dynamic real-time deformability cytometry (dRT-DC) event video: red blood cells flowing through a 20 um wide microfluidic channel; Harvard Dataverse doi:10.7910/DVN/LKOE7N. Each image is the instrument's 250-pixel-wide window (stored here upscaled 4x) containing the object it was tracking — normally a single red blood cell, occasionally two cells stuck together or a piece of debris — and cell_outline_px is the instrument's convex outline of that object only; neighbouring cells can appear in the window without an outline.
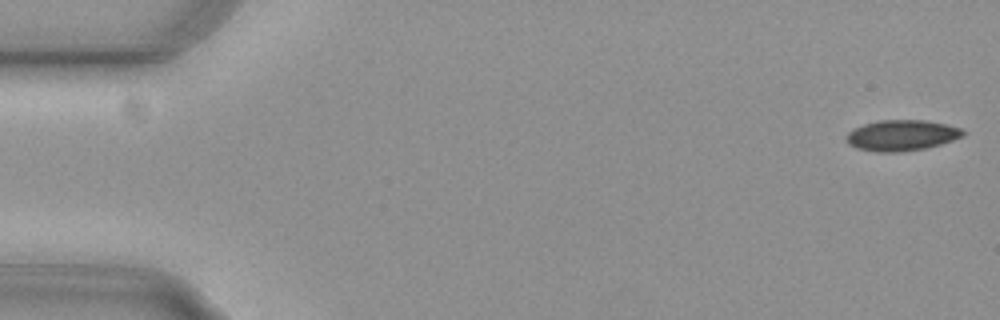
{"species": "common noctule bat (a hibernating species)", "species_latin": "Nyctalus noctula", "temperature_condition": "cold", "stored_images_in_passage": 55, "camera_frame_rate_fps": 3000, "um_per_image_px": 0.085, "animal": {"sex": "female", "body_mass_g": 29.2, "forearm_length_mm": 56.3}, "frame": {"image": 1, "passage_image": 1, "time_ms": 0.0, "image_size_px": [1000, 320], "cell_outline_px": [[964, 136], [940, 144], [924, 148], [900, 152], [876, 152], [856, 148], [848, 144], [844, 136], [852, 128], [864, 124], [880, 120], [924, 120], [948, 124], [960, 128], [964, 132]], "centroid_in_image_um": [76.59, 11.5], "position_along_channel_um": 8.4, "area_um2": 21.04}}
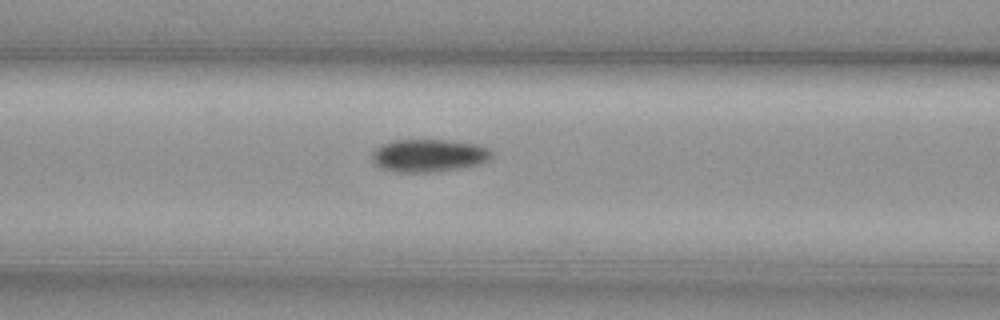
{"frame": {"image": 2, "passage_image": 22, "time_ms": 7.0, "image_size_px": [1000, 320], "cell_outline_px": [[492, 156], [488, 160], [480, 164], [460, 168], [432, 172], [396, 172], [380, 168], [372, 164], [372, 152], [380, 144], [392, 140], [448, 140], [476, 144], [488, 148], [492, 152]], "centroid_in_image_um": [36.4, 13.22], "position_along_channel_um": 130.2, "area_um2": 23.06}}
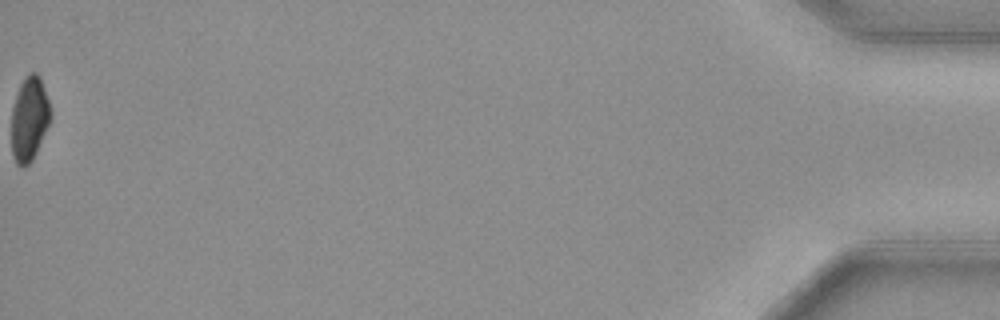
{"frame": {"image": 3, "passage_image": 55, "time_ms": 18.0, "image_size_px": [1000, 320], "cell_outline_px": [[52, 116], [36, 152], [32, 160], [24, 168], [20, 168], [16, 164], [12, 156], [12, 108], [20, 84], [24, 76], [28, 72], [36, 72], [40, 76], [52, 112]], "centroid_in_image_um": [2.49, 10.1], "position_along_channel_um": 432.7, "area_um2": 19.31}, "authors_computed_cell_mechanics": {"area_um2": 22.0218, "velocity_mm_per_s": 3.7441, "shape_relaxation_time_tau1_ms": 4.6705, "shape_relaxation_time_tau2_ms": null, "deformation_change_tau1": 0.0945, "deformation_change_tau2": null}}